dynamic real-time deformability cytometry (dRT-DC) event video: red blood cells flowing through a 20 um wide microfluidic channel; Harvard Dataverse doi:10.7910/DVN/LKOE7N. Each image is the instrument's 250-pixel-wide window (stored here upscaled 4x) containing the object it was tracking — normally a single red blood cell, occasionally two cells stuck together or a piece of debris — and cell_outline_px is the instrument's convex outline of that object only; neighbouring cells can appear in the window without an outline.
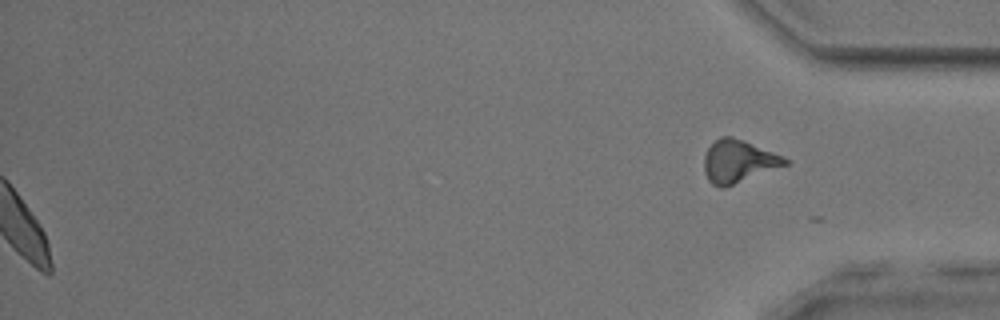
{"species": "common noctule bat (a hibernating species)", "species_latin": "Nyctalus noctula", "temperature_condition": "room temperature", "stored_images_in_passage": 44, "segment_of_instrument_passage": [2, 2], "camera_frame_rate_fps": 3000, "um_per_image_px": 0.085, "animal": {"sex": "male", "body_mass_g": 17.9, "forearm_length_mm": 54.2}, "frame": {"image": 1, "passage_image": 44, "time_ms": 14.333, "image_size_px": [1000, 320], "cell_outline_px": [[788, 164], [724, 188], [720, 188], [712, 184], [708, 180], [704, 172], [704, 156], [708, 148], [720, 136], [732, 136], [744, 140], [784, 156], [788, 160]], "centroid_in_image_um": [62.75, 13.71], "position_along_channel_um": 372.5, "area_um2": 20.11}}